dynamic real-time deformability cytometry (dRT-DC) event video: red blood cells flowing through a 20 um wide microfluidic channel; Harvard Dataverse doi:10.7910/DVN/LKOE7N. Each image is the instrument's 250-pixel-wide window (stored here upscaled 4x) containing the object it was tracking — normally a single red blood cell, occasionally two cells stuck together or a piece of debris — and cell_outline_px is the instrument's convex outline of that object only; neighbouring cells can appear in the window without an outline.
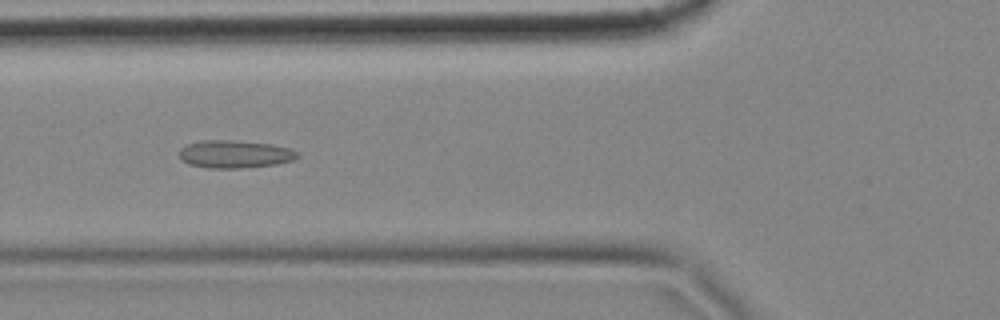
{"species": "common noctule bat (a hibernating species)", "species_latin": "Nyctalus noctula", "temperature_condition": "cold", "stored_images_in_passage": 7, "camera_frame_rate_fps": 3000, "um_per_image_px": 0.085, "animal": {"sex": "female", "body_mass_g": 18.4}, "frame": {"image": 1, "passage_image": 6, "time_ms": 1.667, "image_size_px": [1000, 320], "cell_outline_px": [[300, 156], [292, 160], [276, 164], [240, 168], [208, 168], [188, 164], [180, 160], [180, 148], [188, 144], [200, 140], [232, 140], [272, 144], [288, 148], [296, 152]], "centroid_in_image_um": [19.92, 13.1], "position_along_channel_um": 105.9, "area_um2": 19.07}}
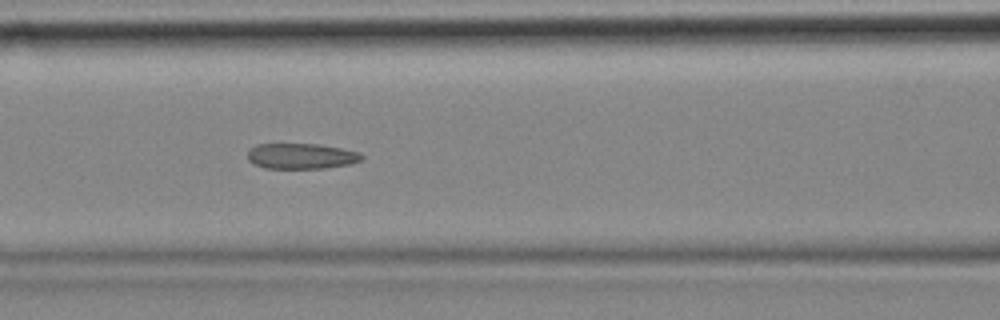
{"frame": {"image": 2, "passage_image": 7, "time_ms": 2.0, "image_size_px": [1000, 320], "cell_outline_px": [[364, 156], [360, 160], [352, 164], [324, 168], [264, 168], [248, 160], [248, 152], [256, 144], [316, 144], [340, 148], [360, 152]], "centroid_in_image_um": [25.63, 13.27], "position_along_channel_um": 141.0, "area_um2": 16.88}}